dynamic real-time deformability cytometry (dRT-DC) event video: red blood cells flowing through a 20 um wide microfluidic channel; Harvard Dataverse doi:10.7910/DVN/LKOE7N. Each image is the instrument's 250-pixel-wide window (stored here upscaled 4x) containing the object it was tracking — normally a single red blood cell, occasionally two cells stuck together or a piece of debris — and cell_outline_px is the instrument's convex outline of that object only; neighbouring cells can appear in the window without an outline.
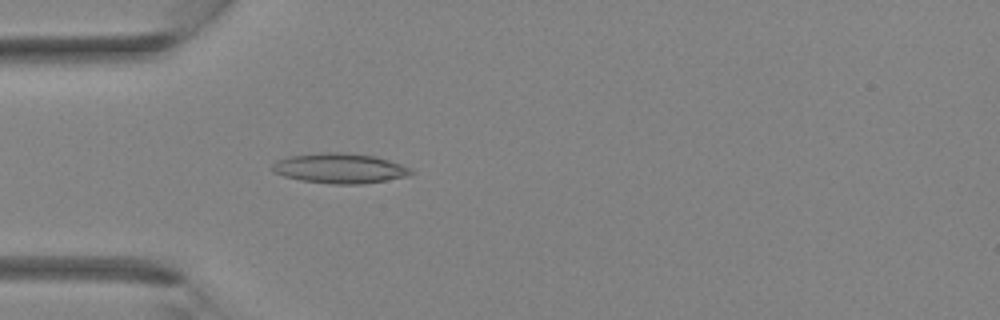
{"species": "Egyptian fruit bat (a non-hibernating species)", "species_latin": "Rousettus aegyptiacus", "temperature_condition": "room temperature", "stored_images_in_passage": 27, "camera_frame_rate_fps": 3000, "um_per_image_px": 0.085, "animal": {"sex": "female"}, "frame": {"image": 1, "passage_image": 2, "time_ms": 0.333, "image_size_px": [1000, 320], "cell_outline_px": [[416, 172], [408, 176], [360, 184], [332, 184], [300, 180], [284, 176], [272, 172], [272, 164], [276, 160], [288, 156], [324, 152], [344, 152], [376, 156], [412, 168]], "centroid_in_image_um": [28.87, 14.3], "position_along_channel_um": 56.1, "area_um2": 24.39}}
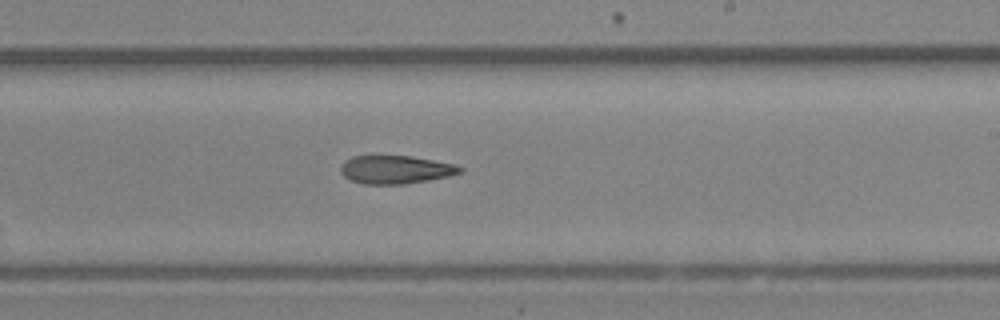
{"frame": {"image": 2, "passage_image": 13, "time_ms": 4.0, "image_size_px": [1000, 320], "cell_outline_px": [[464, 172], [448, 176], [428, 180], [404, 184], [364, 184], [352, 180], [344, 176], [340, 172], [340, 168], [344, 160], [352, 156], [412, 156], [456, 164], [464, 168]], "centroid_in_image_um": [33.65, 14.41], "position_along_channel_um": 255.3, "area_um2": 19.71}}
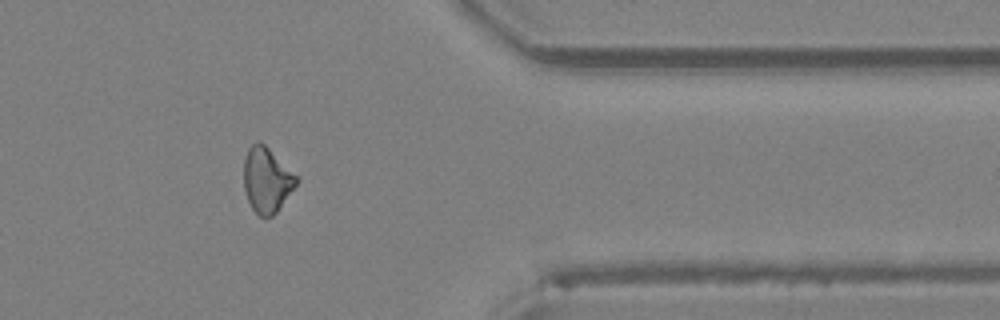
{"frame": {"image": 3, "passage_image": 21, "time_ms": 6.667, "image_size_px": [1000, 320], "cell_outline_px": [[300, 180], [276, 212], [272, 216], [260, 216], [252, 208], [248, 200], [244, 188], [244, 156], [248, 148], [252, 144], [260, 140], [300, 176]], "centroid_in_image_um": [22.7, 15.25], "position_along_channel_um": 388.7, "area_um2": 20.17}}